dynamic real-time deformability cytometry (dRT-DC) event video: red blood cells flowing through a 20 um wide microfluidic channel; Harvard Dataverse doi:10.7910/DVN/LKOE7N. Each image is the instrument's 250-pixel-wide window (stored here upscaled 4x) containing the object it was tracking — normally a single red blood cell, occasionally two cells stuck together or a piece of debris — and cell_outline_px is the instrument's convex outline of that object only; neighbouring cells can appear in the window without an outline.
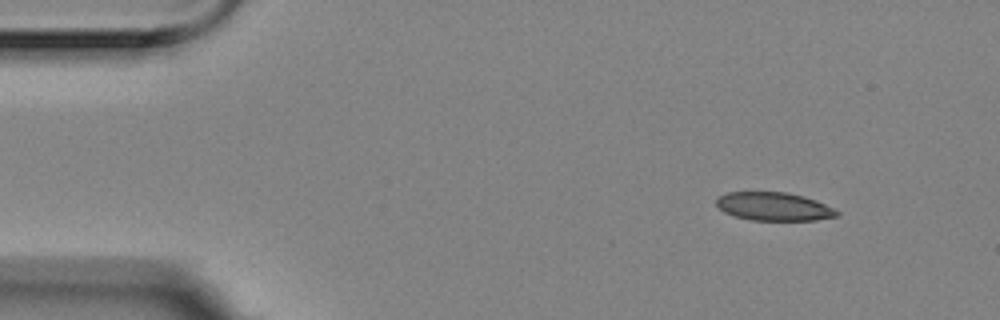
{"species": "Egyptian fruit bat (a non-hibernating species)", "species_latin": "Rousettus aegyptiacus", "temperature_condition": "room temperature", "stored_images_in_passage": 4, "camera_frame_rate_fps": 3000, "um_per_image_px": 0.085, "animal": {"sex": "female"}, "frame": {"image": 1, "passage_image": 1, "time_ms": 0.0, "image_size_px": [1000, 320], "cell_outline_px": [[840, 216], [816, 220], [752, 220], [732, 216], [724, 212], [716, 204], [716, 196], [728, 192], [788, 192], [804, 196], [816, 200], [840, 212]], "centroid_in_image_um": [65.76, 17.55], "position_along_channel_um": 19.2, "area_um2": 20.06}}
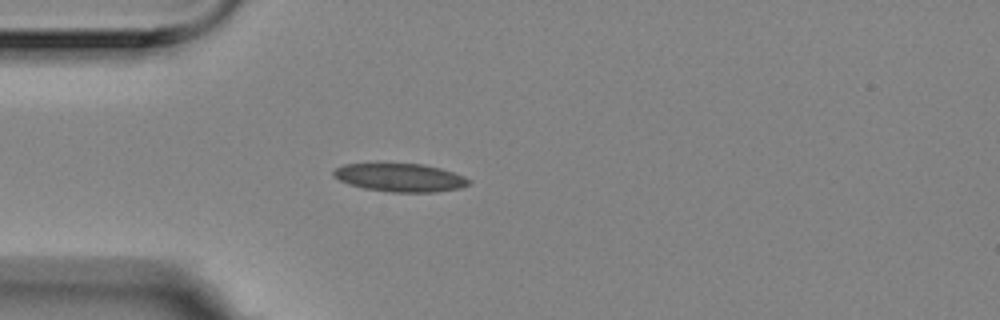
{"frame": {"image": 2, "passage_image": 3, "time_ms": 0.667, "image_size_px": [1000, 320], "cell_outline_px": [[472, 180], [468, 184], [460, 188], [436, 192], [392, 192], [364, 188], [348, 184], [332, 176], [332, 172], [336, 168], [344, 164], [424, 164], [440, 168], [464, 176]], "centroid_in_image_um": [34.01, 15.1], "position_along_channel_um": 51.0, "area_um2": 22.14}}